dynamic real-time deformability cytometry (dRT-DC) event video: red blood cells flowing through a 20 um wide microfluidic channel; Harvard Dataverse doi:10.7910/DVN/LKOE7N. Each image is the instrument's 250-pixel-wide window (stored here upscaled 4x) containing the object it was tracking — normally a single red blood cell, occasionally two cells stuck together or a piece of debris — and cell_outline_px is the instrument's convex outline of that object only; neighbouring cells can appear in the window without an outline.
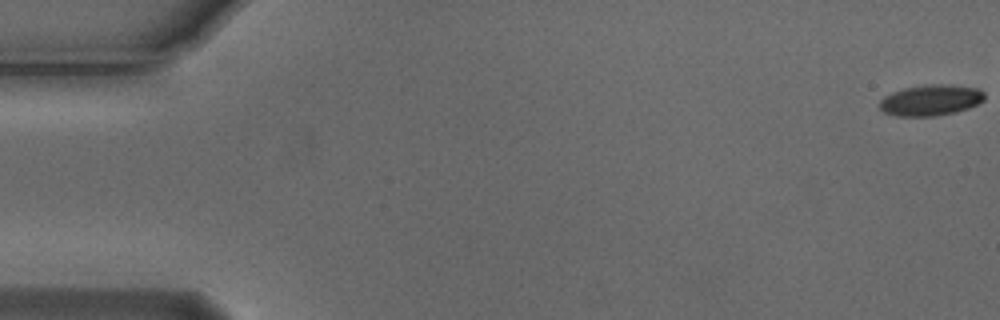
{"species": "Egyptian fruit bat (a non-hibernating species)", "species_latin": "Rousettus aegyptiacus", "temperature_condition": "cold", "stored_images_in_passage": 17, "camera_frame_rate_fps": 3000, "um_per_image_px": 0.085, "animal": {"sex": "male"}, "frame": {"image": 1, "passage_image": 1, "time_ms": 0.0, "image_size_px": [1000, 320], "cell_outline_px": [[984, 100], [968, 108], [956, 112], [936, 116], [896, 116], [884, 112], [880, 108], [880, 100], [884, 96], [892, 92], [904, 88], [932, 84], [944, 84], [980, 88], [984, 92]], "centroid_in_image_um": [79.12, 8.51], "position_along_channel_um": 5.9, "area_um2": 18.9}}